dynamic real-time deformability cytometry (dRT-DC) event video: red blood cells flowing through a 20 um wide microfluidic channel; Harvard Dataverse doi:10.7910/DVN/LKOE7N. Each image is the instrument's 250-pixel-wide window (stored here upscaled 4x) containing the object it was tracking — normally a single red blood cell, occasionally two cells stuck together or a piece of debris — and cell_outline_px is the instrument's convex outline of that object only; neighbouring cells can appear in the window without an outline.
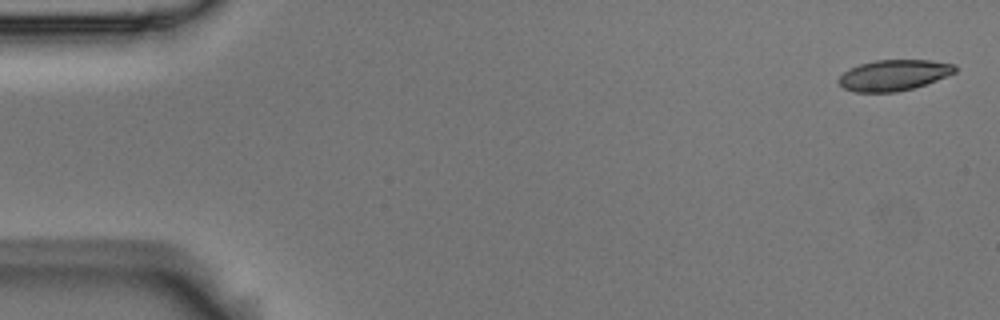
{"species": "Egyptian fruit bat (a non-hibernating species)", "species_latin": "Rousettus aegyptiacus", "temperature_condition": "room temperature", "stored_images_in_passage": 5, "camera_frame_rate_fps": 3000, "um_per_image_px": 0.085, "animal": {"sex": "male"}, "frame": {"image": 1, "passage_image": 1, "time_ms": 0.0, "image_size_px": [1000, 320], "cell_outline_px": [[956, 72], [936, 80], [912, 88], [896, 92], [856, 92], [844, 88], [836, 80], [844, 72], [860, 64], [876, 60], [932, 60], [956, 64]], "centroid_in_image_um": [75.98, 6.38], "position_along_channel_um": 9.0, "area_um2": 20.75}}
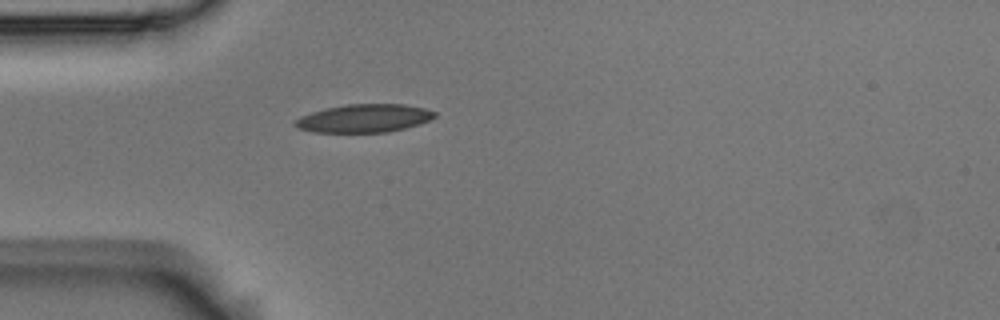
{"frame": {"image": 2, "passage_image": 5, "time_ms": 1.333, "image_size_px": [1000, 320], "cell_outline_px": [[436, 116], [420, 124], [388, 132], [312, 132], [296, 128], [292, 124], [300, 116], [324, 108], [348, 104], [404, 104], [424, 108], [436, 112]], "centroid_in_image_um": [30.92, 10.05], "position_along_channel_um": 54.1, "area_um2": 22.95}}